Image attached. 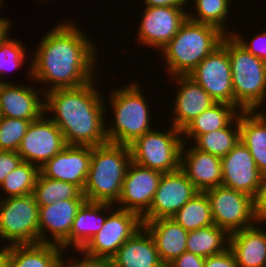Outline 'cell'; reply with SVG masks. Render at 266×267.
Instances as JSON below:
<instances>
[{
  "label": "cell",
  "instance_id": "cell-29",
  "mask_svg": "<svg viewBox=\"0 0 266 267\" xmlns=\"http://www.w3.org/2000/svg\"><path fill=\"white\" fill-rule=\"evenodd\" d=\"M230 234L216 226L198 228L188 232L186 250L203 258L222 253L229 248Z\"/></svg>",
  "mask_w": 266,
  "mask_h": 267
},
{
  "label": "cell",
  "instance_id": "cell-17",
  "mask_svg": "<svg viewBox=\"0 0 266 267\" xmlns=\"http://www.w3.org/2000/svg\"><path fill=\"white\" fill-rule=\"evenodd\" d=\"M85 201L86 199H68L39 206V243L58 245L66 251L70 249L71 227L78 209ZM48 232L51 238L47 239Z\"/></svg>",
  "mask_w": 266,
  "mask_h": 267
},
{
  "label": "cell",
  "instance_id": "cell-30",
  "mask_svg": "<svg viewBox=\"0 0 266 267\" xmlns=\"http://www.w3.org/2000/svg\"><path fill=\"white\" fill-rule=\"evenodd\" d=\"M193 142L202 152L220 158L226 156L240 142L239 114L226 127L199 135Z\"/></svg>",
  "mask_w": 266,
  "mask_h": 267
},
{
  "label": "cell",
  "instance_id": "cell-10",
  "mask_svg": "<svg viewBox=\"0 0 266 267\" xmlns=\"http://www.w3.org/2000/svg\"><path fill=\"white\" fill-rule=\"evenodd\" d=\"M114 206L107 203L108 215L104 225L81 249L85 254L112 258L121 245L143 226L142 219L137 213L113 208Z\"/></svg>",
  "mask_w": 266,
  "mask_h": 267
},
{
  "label": "cell",
  "instance_id": "cell-44",
  "mask_svg": "<svg viewBox=\"0 0 266 267\" xmlns=\"http://www.w3.org/2000/svg\"><path fill=\"white\" fill-rule=\"evenodd\" d=\"M0 9H2V5L0 6ZM11 24L12 23L9 19L0 16V40H2L12 30Z\"/></svg>",
  "mask_w": 266,
  "mask_h": 267
},
{
  "label": "cell",
  "instance_id": "cell-3",
  "mask_svg": "<svg viewBox=\"0 0 266 267\" xmlns=\"http://www.w3.org/2000/svg\"><path fill=\"white\" fill-rule=\"evenodd\" d=\"M130 162L129 145L106 143L92 147L89 172L82 191L86 201L115 205Z\"/></svg>",
  "mask_w": 266,
  "mask_h": 267
},
{
  "label": "cell",
  "instance_id": "cell-4",
  "mask_svg": "<svg viewBox=\"0 0 266 267\" xmlns=\"http://www.w3.org/2000/svg\"><path fill=\"white\" fill-rule=\"evenodd\" d=\"M225 34L217 27L187 20L161 49L169 76L189 75L218 47Z\"/></svg>",
  "mask_w": 266,
  "mask_h": 267
},
{
  "label": "cell",
  "instance_id": "cell-40",
  "mask_svg": "<svg viewBox=\"0 0 266 267\" xmlns=\"http://www.w3.org/2000/svg\"><path fill=\"white\" fill-rule=\"evenodd\" d=\"M204 267H239L231 249L205 258Z\"/></svg>",
  "mask_w": 266,
  "mask_h": 267
},
{
  "label": "cell",
  "instance_id": "cell-31",
  "mask_svg": "<svg viewBox=\"0 0 266 267\" xmlns=\"http://www.w3.org/2000/svg\"><path fill=\"white\" fill-rule=\"evenodd\" d=\"M33 195L38 206H47L68 199H85L78 186L47 178L41 172L34 187Z\"/></svg>",
  "mask_w": 266,
  "mask_h": 267
},
{
  "label": "cell",
  "instance_id": "cell-37",
  "mask_svg": "<svg viewBox=\"0 0 266 267\" xmlns=\"http://www.w3.org/2000/svg\"><path fill=\"white\" fill-rule=\"evenodd\" d=\"M233 31L234 30H232L231 35L238 41L240 45H242L249 53L266 62V30H263V33H257L255 37L250 39L252 40L250 42L242 39L243 37L238 34V31Z\"/></svg>",
  "mask_w": 266,
  "mask_h": 267
},
{
  "label": "cell",
  "instance_id": "cell-36",
  "mask_svg": "<svg viewBox=\"0 0 266 267\" xmlns=\"http://www.w3.org/2000/svg\"><path fill=\"white\" fill-rule=\"evenodd\" d=\"M31 121L0 116V150L16 151Z\"/></svg>",
  "mask_w": 266,
  "mask_h": 267
},
{
  "label": "cell",
  "instance_id": "cell-8",
  "mask_svg": "<svg viewBox=\"0 0 266 267\" xmlns=\"http://www.w3.org/2000/svg\"><path fill=\"white\" fill-rule=\"evenodd\" d=\"M6 246L39 243V206L34 195L0 198V240Z\"/></svg>",
  "mask_w": 266,
  "mask_h": 267
},
{
  "label": "cell",
  "instance_id": "cell-18",
  "mask_svg": "<svg viewBox=\"0 0 266 267\" xmlns=\"http://www.w3.org/2000/svg\"><path fill=\"white\" fill-rule=\"evenodd\" d=\"M91 155V146L67 145L48 160L40 168V172L47 178L72 183L83 191Z\"/></svg>",
  "mask_w": 266,
  "mask_h": 267
},
{
  "label": "cell",
  "instance_id": "cell-24",
  "mask_svg": "<svg viewBox=\"0 0 266 267\" xmlns=\"http://www.w3.org/2000/svg\"><path fill=\"white\" fill-rule=\"evenodd\" d=\"M258 226L230 234L229 248L239 267H266V231Z\"/></svg>",
  "mask_w": 266,
  "mask_h": 267
},
{
  "label": "cell",
  "instance_id": "cell-43",
  "mask_svg": "<svg viewBox=\"0 0 266 267\" xmlns=\"http://www.w3.org/2000/svg\"><path fill=\"white\" fill-rule=\"evenodd\" d=\"M188 2V0H144L146 7L186 8Z\"/></svg>",
  "mask_w": 266,
  "mask_h": 267
},
{
  "label": "cell",
  "instance_id": "cell-11",
  "mask_svg": "<svg viewBox=\"0 0 266 267\" xmlns=\"http://www.w3.org/2000/svg\"><path fill=\"white\" fill-rule=\"evenodd\" d=\"M188 76L196 81L215 102L234 106L227 35L223 37L221 44L205 57Z\"/></svg>",
  "mask_w": 266,
  "mask_h": 267
},
{
  "label": "cell",
  "instance_id": "cell-33",
  "mask_svg": "<svg viewBox=\"0 0 266 267\" xmlns=\"http://www.w3.org/2000/svg\"><path fill=\"white\" fill-rule=\"evenodd\" d=\"M191 1V0H188ZM194 10L188 12V19L217 27L225 35H231L224 25L230 16L232 0H193Z\"/></svg>",
  "mask_w": 266,
  "mask_h": 267
},
{
  "label": "cell",
  "instance_id": "cell-20",
  "mask_svg": "<svg viewBox=\"0 0 266 267\" xmlns=\"http://www.w3.org/2000/svg\"><path fill=\"white\" fill-rule=\"evenodd\" d=\"M44 106V93L34 87L0 83V116L33 122L45 113Z\"/></svg>",
  "mask_w": 266,
  "mask_h": 267
},
{
  "label": "cell",
  "instance_id": "cell-27",
  "mask_svg": "<svg viewBox=\"0 0 266 267\" xmlns=\"http://www.w3.org/2000/svg\"><path fill=\"white\" fill-rule=\"evenodd\" d=\"M104 212L107 213V203L85 201L81 205L71 227L70 247L81 250L100 231L107 218Z\"/></svg>",
  "mask_w": 266,
  "mask_h": 267
},
{
  "label": "cell",
  "instance_id": "cell-38",
  "mask_svg": "<svg viewBox=\"0 0 266 267\" xmlns=\"http://www.w3.org/2000/svg\"><path fill=\"white\" fill-rule=\"evenodd\" d=\"M76 252H79L80 256L83 255V257L81 258L82 260L80 258H78L79 260H77L76 256L74 258L70 257L69 260L68 257V260H65V267H116L112 258L89 256L81 250L77 249Z\"/></svg>",
  "mask_w": 266,
  "mask_h": 267
},
{
  "label": "cell",
  "instance_id": "cell-14",
  "mask_svg": "<svg viewBox=\"0 0 266 267\" xmlns=\"http://www.w3.org/2000/svg\"><path fill=\"white\" fill-rule=\"evenodd\" d=\"M138 25L140 43L161 50L188 18V11L174 7H145Z\"/></svg>",
  "mask_w": 266,
  "mask_h": 267
},
{
  "label": "cell",
  "instance_id": "cell-7",
  "mask_svg": "<svg viewBox=\"0 0 266 267\" xmlns=\"http://www.w3.org/2000/svg\"><path fill=\"white\" fill-rule=\"evenodd\" d=\"M182 131L171 126L168 131L151 130L129 144L135 164L169 173L180 168Z\"/></svg>",
  "mask_w": 266,
  "mask_h": 267
},
{
  "label": "cell",
  "instance_id": "cell-2",
  "mask_svg": "<svg viewBox=\"0 0 266 267\" xmlns=\"http://www.w3.org/2000/svg\"><path fill=\"white\" fill-rule=\"evenodd\" d=\"M95 82L44 94V111L52 114L49 118L61 130L67 145L95 147L108 143L105 100Z\"/></svg>",
  "mask_w": 266,
  "mask_h": 267
},
{
  "label": "cell",
  "instance_id": "cell-12",
  "mask_svg": "<svg viewBox=\"0 0 266 267\" xmlns=\"http://www.w3.org/2000/svg\"><path fill=\"white\" fill-rule=\"evenodd\" d=\"M66 146L61 130L44 113L38 120L30 123L17 153L23 161L41 168Z\"/></svg>",
  "mask_w": 266,
  "mask_h": 267
},
{
  "label": "cell",
  "instance_id": "cell-45",
  "mask_svg": "<svg viewBox=\"0 0 266 267\" xmlns=\"http://www.w3.org/2000/svg\"><path fill=\"white\" fill-rule=\"evenodd\" d=\"M0 267H9V252L4 247L0 249Z\"/></svg>",
  "mask_w": 266,
  "mask_h": 267
},
{
  "label": "cell",
  "instance_id": "cell-42",
  "mask_svg": "<svg viewBox=\"0 0 266 267\" xmlns=\"http://www.w3.org/2000/svg\"><path fill=\"white\" fill-rule=\"evenodd\" d=\"M205 258L185 251L166 267H204Z\"/></svg>",
  "mask_w": 266,
  "mask_h": 267
},
{
  "label": "cell",
  "instance_id": "cell-6",
  "mask_svg": "<svg viewBox=\"0 0 266 267\" xmlns=\"http://www.w3.org/2000/svg\"><path fill=\"white\" fill-rule=\"evenodd\" d=\"M234 106L242 111H258L266 102V62L249 53L232 36L227 35Z\"/></svg>",
  "mask_w": 266,
  "mask_h": 267
},
{
  "label": "cell",
  "instance_id": "cell-28",
  "mask_svg": "<svg viewBox=\"0 0 266 267\" xmlns=\"http://www.w3.org/2000/svg\"><path fill=\"white\" fill-rule=\"evenodd\" d=\"M238 114L239 110L235 106L216 102L182 130L183 143L189 142V138L195 140L199 135L226 127Z\"/></svg>",
  "mask_w": 266,
  "mask_h": 267
},
{
  "label": "cell",
  "instance_id": "cell-25",
  "mask_svg": "<svg viewBox=\"0 0 266 267\" xmlns=\"http://www.w3.org/2000/svg\"><path fill=\"white\" fill-rule=\"evenodd\" d=\"M9 252V267H65L63 248L36 243L4 247Z\"/></svg>",
  "mask_w": 266,
  "mask_h": 267
},
{
  "label": "cell",
  "instance_id": "cell-19",
  "mask_svg": "<svg viewBox=\"0 0 266 267\" xmlns=\"http://www.w3.org/2000/svg\"><path fill=\"white\" fill-rule=\"evenodd\" d=\"M178 85L176 97L173 100V118L171 125L182 131L195 117L215 104V100L190 76H172ZM175 116V117H174Z\"/></svg>",
  "mask_w": 266,
  "mask_h": 267
},
{
  "label": "cell",
  "instance_id": "cell-5",
  "mask_svg": "<svg viewBox=\"0 0 266 267\" xmlns=\"http://www.w3.org/2000/svg\"><path fill=\"white\" fill-rule=\"evenodd\" d=\"M111 90L110 107L114 124H106V138L108 143L129 145L137 137L153 129L150 117V104H147L144 93L137 81H132Z\"/></svg>",
  "mask_w": 266,
  "mask_h": 267
},
{
  "label": "cell",
  "instance_id": "cell-46",
  "mask_svg": "<svg viewBox=\"0 0 266 267\" xmlns=\"http://www.w3.org/2000/svg\"><path fill=\"white\" fill-rule=\"evenodd\" d=\"M3 3H4L3 0H0V6L3 5Z\"/></svg>",
  "mask_w": 266,
  "mask_h": 267
},
{
  "label": "cell",
  "instance_id": "cell-39",
  "mask_svg": "<svg viewBox=\"0 0 266 267\" xmlns=\"http://www.w3.org/2000/svg\"><path fill=\"white\" fill-rule=\"evenodd\" d=\"M22 161V158L16 151L0 150V185L6 176L16 169Z\"/></svg>",
  "mask_w": 266,
  "mask_h": 267
},
{
  "label": "cell",
  "instance_id": "cell-26",
  "mask_svg": "<svg viewBox=\"0 0 266 267\" xmlns=\"http://www.w3.org/2000/svg\"><path fill=\"white\" fill-rule=\"evenodd\" d=\"M262 110L239 113L240 142L249 149L258 170L266 176V113Z\"/></svg>",
  "mask_w": 266,
  "mask_h": 267
},
{
  "label": "cell",
  "instance_id": "cell-41",
  "mask_svg": "<svg viewBox=\"0 0 266 267\" xmlns=\"http://www.w3.org/2000/svg\"><path fill=\"white\" fill-rule=\"evenodd\" d=\"M254 218L259 225L266 222V176L263 177L261 186L254 198Z\"/></svg>",
  "mask_w": 266,
  "mask_h": 267
},
{
  "label": "cell",
  "instance_id": "cell-23",
  "mask_svg": "<svg viewBox=\"0 0 266 267\" xmlns=\"http://www.w3.org/2000/svg\"><path fill=\"white\" fill-rule=\"evenodd\" d=\"M154 239L161 262L167 266L186 250L188 231L173 218L142 221Z\"/></svg>",
  "mask_w": 266,
  "mask_h": 267
},
{
  "label": "cell",
  "instance_id": "cell-34",
  "mask_svg": "<svg viewBox=\"0 0 266 267\" xmlns=\"http://www.w3.org/2000/svg\"><path fill=\"white\" fill-rule=\"evenodd\" d=\"M40 167L29 162L22 161L21 164L11 171L3 183L0 185V190L4 191V198L26 196L33 194ZM8 194V195H7Z\"/></svg>",
  "mask_w": 266,
  "mask_h": 267
},
{
  "label": "cell",
  "instance_id": "cell-32",
  "mask_svg": "<svg viewBox=\"0 0 266 267\" xmlns=\"http://www.w3.org/2000/svg\"><path fill=\"white\" fill-rule=\"evenodd\" d=\"M172 218L188 232L214 224L205 192L196 194Z\"/></svg>",
  "mask_w": 266,
  "mask_h": 267
},
{
  "label": "cell",
  "instance_id": "cell-22",
  "mask_svg": "<svg viewBox=\"0 0 266 267\" xmlns=\"http://www.w3.org/2000/svg\"><path fill=\"white\" fill-rule=\"evenodd\" d=\"M116 267H166L160 260L154 239L142 226L112 257Z\"/></svg>",
  "mask_w": 266,
  "mask_h": 267
},
{
  "label": "cell",
  "instance_id": "cell-13",
  "mask_svg": "<svg viewBox=\"0 0 266 267\" xmlns=\"http://www.w3.org/2000/svg\"><path fill=\"white\" fill-rule=\"evenodd\" d=\"M200 191L179 168L163 173L150 209L141 217L142 221L172 218L190 199Z\"/></svg>",
  "mask_w": 266,
  "mask_h": 267
},
{
  "label": "cell",
  "instance_id": "cell-21",
  "mask_svg": "<svg viewBox=\"0 0 266 267\" xmlns=\"http://www.w3.org/2000/svg\"><path fill=\"white\" fill-rule=\"evenodd\" d=\"M186 145L187 143H183L181 147L180 169L188 179L200 192L220 186L222 184L221 158L202 152L192 144L190 147Z\"/></svg>",
  "mask_w": 266,
  "mask_h": 267
},
{
  "label": "cell",
  "instance_id": "cell-15",
  "mask_svg": "<svg viewBox=\"0 0 266 267\" xmlns=\"http://www.w3.org/2000/svg\"><path fill=\"white\" fill-rule=\"evenodd\" d=\"M162 175L160 171L139 166L131 161L115 206L142 217L150 209Z\"/></svg>",
  "mask_w": 266,
  "mask_h": 267
},
{
  "label": "cell",
  "instance_id": "cell-16",
  "mask_svg": "<svg viewBox=\"0 0 266 267\" xmlns=\"http://www.w3.org/2000/svg\"><path fill=\"white\" fill-rule=\"evenodd\" d=\"M222 184L255 198L263 180L249 149L239 142L221 158Z\"/></svg>",
  "mask_w": 266,
  "mask_h": 267
},
{
  "label": "cell",
  "instance_id": "cell-9",
  "mask_svg": "<svg viewBox=\"0 0 266 267\" xmlns=\"http://www.w3.org/2000/svg\"><path fill=\"white\" fill-rule=\"evenodd\" d=\"M209 199L213 223L229 234L252 227L254 198L220 185L204 191Z\"/></svg>",
  "mask_w": 266,
  "mask_h": 267
},
{
  "label": "cell",
  "instance_id": "cell-1",
  "mask_svg": "<svg viewBox=\"0 0 266 267\" xmlns=\"http://www.w3.org/2000/svg\"><path fill=\"white\" fill-rule=\"evenodd\" d=\"M83 32L74 22L66 20L42 36L37 50L32 52L28 74L35 82L49 83L44 94L80 87L97 79L94 72L98 70V50Z\"/></svg>",
  "mask_w": 266,
  "mask_h": 267
},
{
  "label": "cell",
  "instance_id": "cell-35",
  "mask_svg": "<svg viewBox=\"0 0 266 267\" xmlns=\"http://www.w3.org/2000/svg\"><path fill=\"white\" fill-rule=\"evenodd\" d=\"M8 35L10 34L0 40V83H6L3 73L21 67L27 56L26 47L23 46V43L9 38Z\"/></svg>",
  "mask_w": 266,
  "mask_h": 267
}]
</instances>
